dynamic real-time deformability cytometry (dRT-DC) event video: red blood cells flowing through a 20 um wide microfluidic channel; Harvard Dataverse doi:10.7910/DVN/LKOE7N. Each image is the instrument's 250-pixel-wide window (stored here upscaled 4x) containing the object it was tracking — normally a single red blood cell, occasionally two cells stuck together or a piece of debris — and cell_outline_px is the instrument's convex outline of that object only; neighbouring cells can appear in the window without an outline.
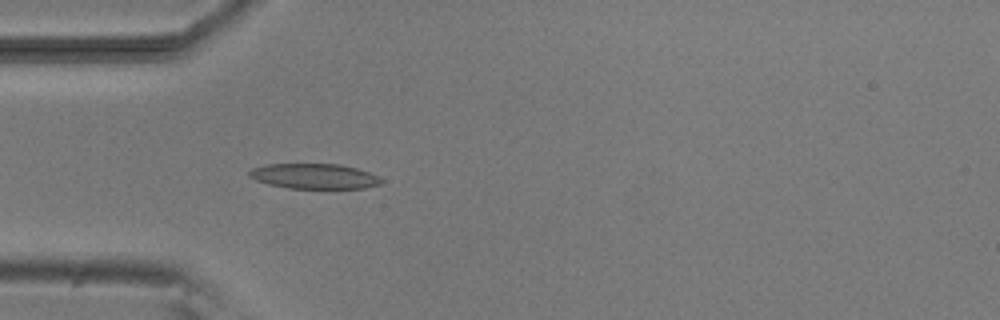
{"species": "common noctule bat (a hibernating species)", "species_latin": "Nyctalus noctula", "temperature_condition": "room temperature", "stored_images_in_passage": 2, "camera_frame_rate_fps": 3000, "um_per_image_px": 0.085, "animal": {"sex": "male", "body_mass_g": 20.5, "forearm_length_mm": 52.5}, "frame": {"image": 1, "passage_image": 2, "time_ms": 2.0, "image_size_px": [1000, 320], "cell_outline_px": [[384, 180], [380, 184], [364, 188], [288, 188], [268, 184], [256, 180], [248, 176], [248, 172], [252, 168], [268, 164], [340, 164], [356, 168], [380, 176]], "centroid_in_image_um": [26.72, 14.97], "position_along_channel_um": 58.3, "area_um2": 19.36}}